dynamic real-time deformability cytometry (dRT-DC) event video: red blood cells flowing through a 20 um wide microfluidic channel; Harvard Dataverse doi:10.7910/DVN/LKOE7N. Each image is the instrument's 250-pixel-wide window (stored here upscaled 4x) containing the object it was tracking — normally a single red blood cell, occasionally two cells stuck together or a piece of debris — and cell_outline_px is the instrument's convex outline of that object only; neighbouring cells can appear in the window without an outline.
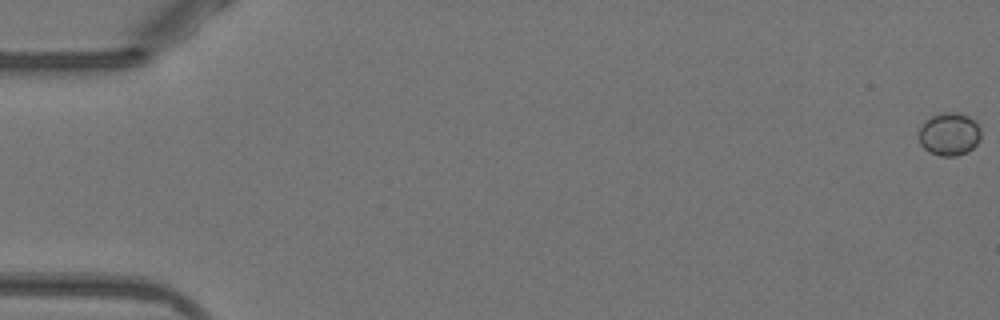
{"species": "Egyptian fruit bat (a non-hibernating species)", "species_latin": "Rousettus aegyptiacus", "temperature_condition": "warm", "stored_images_in_passage": 51, "camera_frame_rate_fps": 3000, "um_per_image_px": 0.085, "animal": {"sex": "female"}, "frame": {"image": 1, "passage_image": 1, "time_ms": 0.0, "image_size_px": [1000, 320], "cell_outline_px": [[980, 140], [968, 152], [956, 156], [940, 156], [928, 152], [920, 144], [920, 128], [932, 116], [940, 112], [960, 112], [968, 116], [980, 128]], "centroid_in_image_um": [80.7, 11.41], "position_along_channel_um": 4.3, "area_um2": 15.43}}
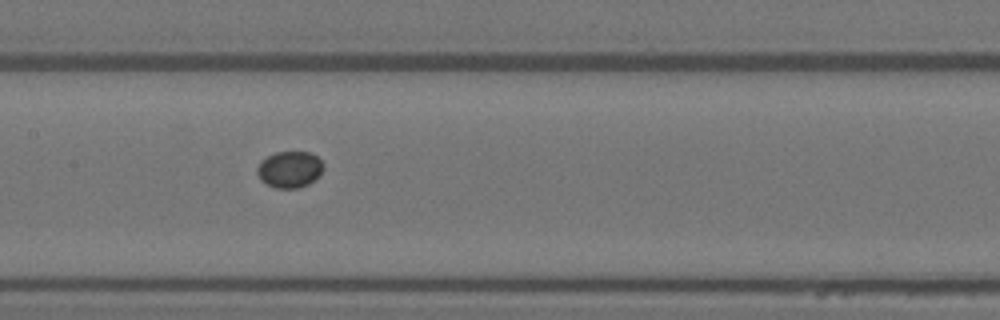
{"frame": {"image": 2, "passage_image": 27, "time_ms": 8.667, "image_size_px": [1000, 320], "cell_outline_px": [[324, 168], [320, 176], [308, 184], [296, 188], [276, 188], [260, 180], [256, 172], [256, 168], [260, 160], [276, 152], [312, 152], [324, 164]], "centroid_in_image_um": [24.62, 14.39], "position_along_channel_um": 182.8, "area_um2": 14.22}}
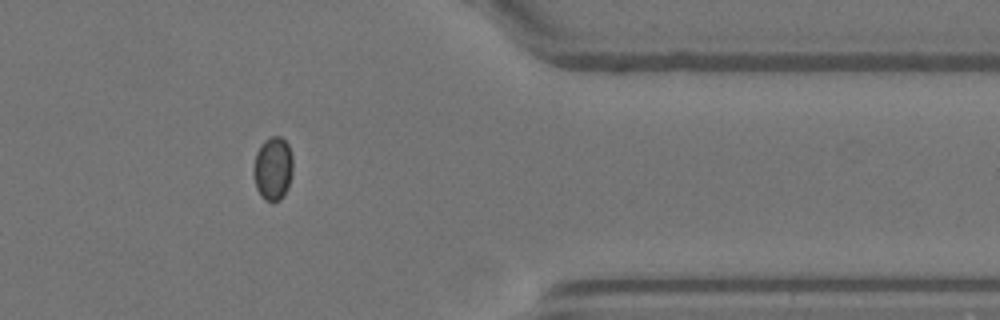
{"frame": {"image": 3, "passage_image": 44, "time_ms": 14.333, "image_size_px": [1000, 320], "cell_outline_px": [[292, 172], [288, 188], [284, 196], [280, 200], [272, 204], [264, 200], [260, 196], [256, 188], [252, 172], [252, 168], [256, 152], [260, 144], [264, 140], [272, 136], [280, 136], [288, 144], [292, 156]], "centroid_in_image_um": [23.17, 14.36], "position_along_channel_um": 388.2, "area_um2": 15.03}}